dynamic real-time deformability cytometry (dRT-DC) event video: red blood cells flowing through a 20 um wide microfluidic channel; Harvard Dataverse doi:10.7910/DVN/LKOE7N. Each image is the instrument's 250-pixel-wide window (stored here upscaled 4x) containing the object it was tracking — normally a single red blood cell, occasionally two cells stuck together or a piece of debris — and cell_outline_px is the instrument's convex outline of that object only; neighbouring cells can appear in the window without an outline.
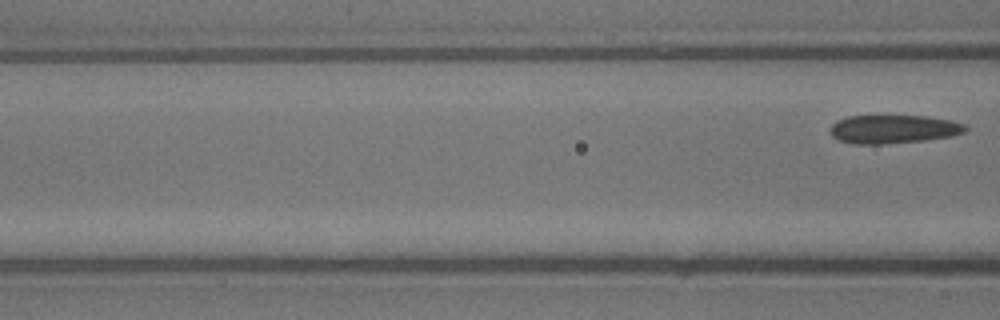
{"species": "common noctule bat (a hibernating species)", "species_latin": "Nyctalus noctula", "temperature_condition": "warm", "stored_images_in_passage": 9, "segment_of_instrument_passage": [2, 2], "camera_frame_rate_fps": 3000, "um_per_image_px": 0.085, "animal": {"sex": "male", "body_mass_g": 13.3}, "frame": {"image": 1, "passage_image": 9, "time_ms": 2.667, "image_size_px": [1000, 320], "cell_outline_px": [[968, 128], [964, 132], [952, 136], [924, 140], [880, 144], [852, 144], [840, 140], [832, 136], [832, 124], [836, 120], [848, 116], [928, 116], [948, 120], [964, 124]], "centroid_in_image_um": [75.94, 10.97], "position_along_channel_um": 90.7, "area_um2": 22.25}}